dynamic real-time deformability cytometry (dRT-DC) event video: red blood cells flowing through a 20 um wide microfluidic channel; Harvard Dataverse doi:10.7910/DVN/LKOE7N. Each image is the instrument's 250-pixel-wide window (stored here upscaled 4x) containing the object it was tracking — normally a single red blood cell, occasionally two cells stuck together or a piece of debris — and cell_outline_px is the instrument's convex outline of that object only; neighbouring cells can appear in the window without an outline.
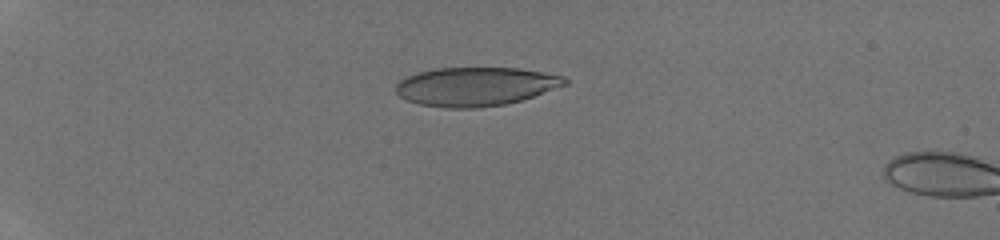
{"species": "human", "species_latin": "Homo sapiens", "temperature_condition": "room temperature", "stored_images_in_passage": 17, "camera_frame_rate_fps": 3000, "um_per_image_px": 0.085, "donor": {"sex": "male"}, "frame": {"image": 1, "passage_image": 15, "time_ms": 4.667, "image_size_px": [1000, 240], "cell_outline_px": [[568, 84], [524, 100], [504, 104], [476, 108], [448, 108], [420, 104], [408, 100], [400, 96], [396, 92], [396, 84], [400, 80], [408, 76], [420, 72], [436, 68], [520, 68], [564, 76], [568, 80]], "centroid_in_image_um": [40.47, 7.35], "position_along_channel_um": 44.5, "area_um2": 38.15}}